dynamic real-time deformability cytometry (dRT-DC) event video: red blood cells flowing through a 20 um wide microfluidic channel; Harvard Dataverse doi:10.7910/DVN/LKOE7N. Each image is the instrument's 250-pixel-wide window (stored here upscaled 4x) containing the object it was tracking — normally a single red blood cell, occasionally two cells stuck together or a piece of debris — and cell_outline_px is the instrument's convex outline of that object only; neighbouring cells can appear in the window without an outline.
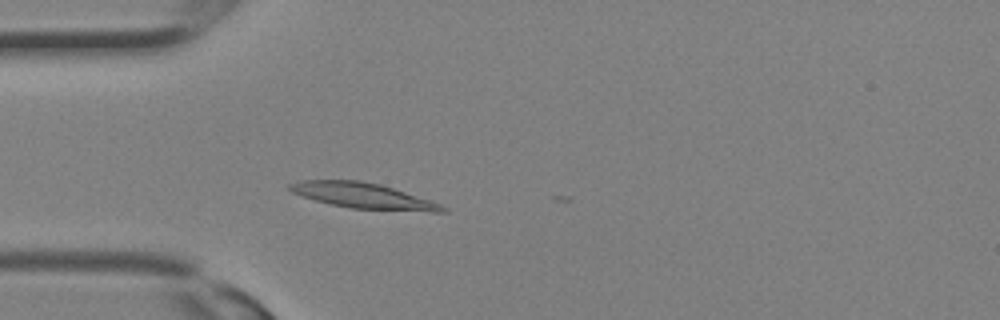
{"species": "Egyptian fruit bat (a non-hibernating species)", "species_latin": "Rousettus aegyptiacus", "temperature_condition": "room temperature", "stored_images_in_passage": 7, "camera_frame_rate_fps": 3000, "um_per_image_px": 0.085, "animal": {"sex": "female"}, "frame": {"image": 1, "passage_image": 6, "time_ms": 1.667, "image_size_px": [1000, 320], "cell_outline_px": [[448, 212], [432, 212], [348, 208], [316, 200], [292, 192], [288, 188], [288, 184], [300, 180], [360, 180], [380, 184], [440, 204], [448, 208]], "centroid_in_image_um": [30.87, 16.64], "position_along_channel_um": 54.1, "area_um2": 22.48}}